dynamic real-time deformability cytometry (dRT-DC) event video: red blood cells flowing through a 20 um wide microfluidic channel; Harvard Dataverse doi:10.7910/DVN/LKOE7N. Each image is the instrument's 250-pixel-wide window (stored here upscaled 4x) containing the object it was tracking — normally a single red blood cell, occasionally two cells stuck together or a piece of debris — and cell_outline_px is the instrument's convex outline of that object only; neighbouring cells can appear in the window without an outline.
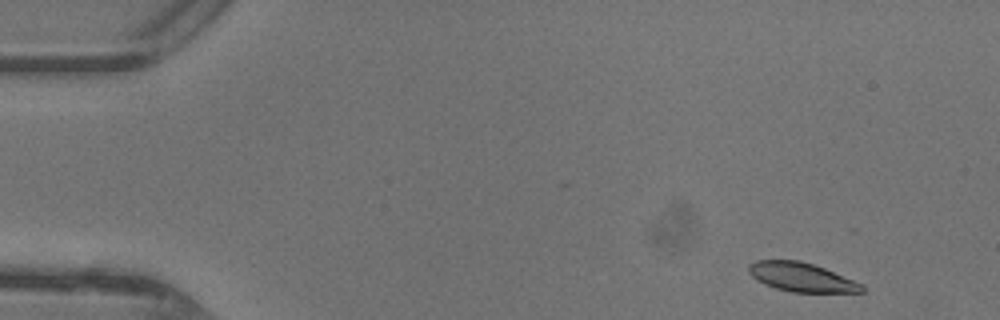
{"species": "common noctule bat (a hibernating species)", "species_latin": "Nyctalus noctula", "temperature_condition": "warm", "stored_images_in_passage": 16, "camera_frame_rate_fps": 3000, "um_per_image_px": 0.085, "animal": {"sex": "female"}, "frame": {"image": 1, "passage_image": 2, "time_ms": 0.333, "image_size_px": [1000, 320], "cell_outline_px": [[864, 292], [792, 292], [776, 288], [764, 284], [756, 280], [748, 272], [748, 264], [756, 260], [800, 260], [824, 268], [864, 284]], "centroid_in_image_um": [68.11, 23.55], "position_along_channel_um": 16.9, "area_um2": 19.13}}
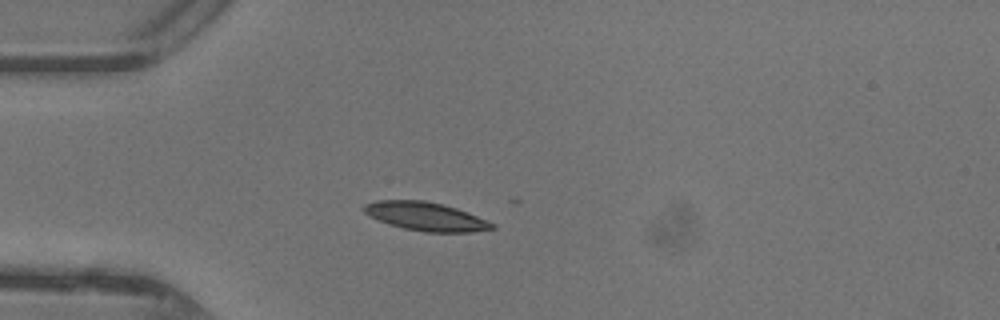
{"frame": {"image": 2, "passage_image": 11, "time_ms": 3.333, "image_size_px": [1000, 320], "cell_outline_px": [[496, 228], [472, 232], [424, 232], [404, 228], [388, 224], [368, 216], [360, 208], [364, 204], [376, 200], [424, 200], [456, 208], [468, 212], [496, 224]], "centroid_in_image_um": [36.16, 18.4], "position_along_channel_um": 48.8, "area_um2": 21.44}}
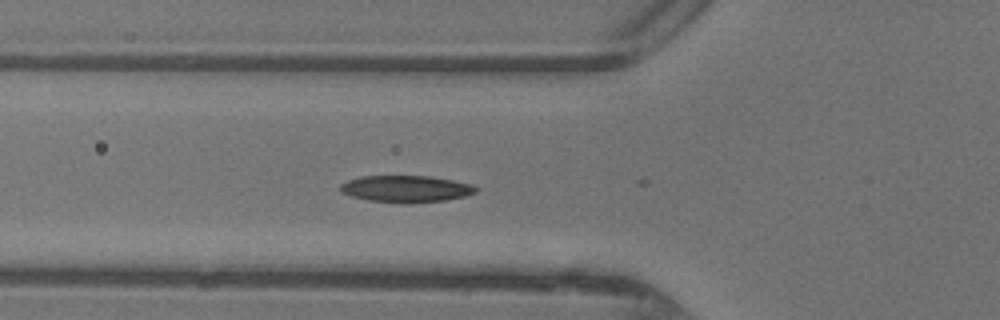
{"frame": {"image": 3, "passage_image": 15, "time_ms": 4.667, "image_size_px": [1000, 320], "cell_outline_px": [[476, 192], [464, 196], [444, 200], [404, 204], [368, 200], [352, 196], [340, 192], [340, 184], [348, 180], [360, 176], [428, 176], [452, 180], [472, 184], [476, 188]], "centroid_in_image_um": [34.47, 16.05], "position_along_channel_um": 91.3, "area_um2": 21.1}}